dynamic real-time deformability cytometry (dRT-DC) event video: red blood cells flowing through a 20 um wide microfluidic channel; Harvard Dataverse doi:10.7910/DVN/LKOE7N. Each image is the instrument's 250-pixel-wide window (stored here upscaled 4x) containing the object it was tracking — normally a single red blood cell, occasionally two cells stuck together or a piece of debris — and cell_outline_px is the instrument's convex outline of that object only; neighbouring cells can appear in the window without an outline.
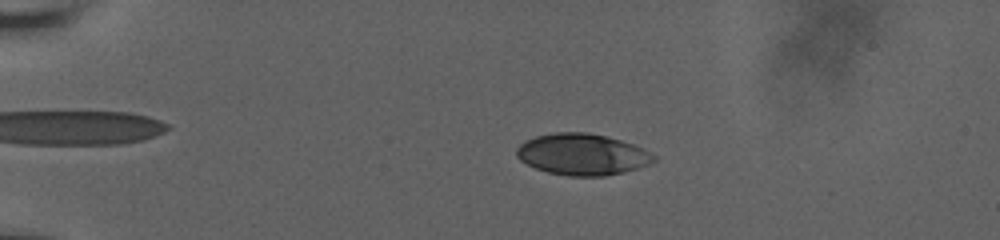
{"species": "human", "species_latin": "Homo sapiens", "temperature_condition": "room temperature", "stored_images_in_passage": 71, "camera_frame_rate_fps": 3000, "um_per_image_px": 0.085, "donor": {"sex": "male"}, "frame": {"image": 1, "passage_image": 12, "time_ms": 4.333, "image_size_px": [1000, 240], "cell_outline_px": [[656, 160], [648, 164], [624, 172], [604, 176], [568, 176], [548, 172], [536, 168], [520, 160], [516, 156], [516, 148], [524, 140], [536, 136], [556, 132], [588, 132], [620, 140], [632, 144], [656, 156]], "centroid_in_image_um": [49.45, 13.12], "position_along_channel_um": 35.5, "area_um2": 32.89}}
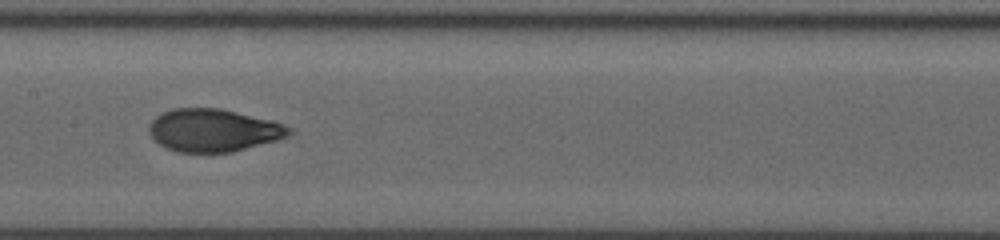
{"frame": {"image": 2, "passage_image": 36, "time_ms": 10.333, "image_size_px": [1000, 240], "cell_outline_px": [[292, 140], [232, 152], [176, 152], [164, 148], [148, 132], [148, 128], [152, 120], [156, 116], [172, 108], [220, 108], [272, 120], [284, 124], [292, 128]], "centroid_in_image_um": [18.28, 11.1], "position_along_channel_um": 189.1, "area_um2": 35.89}}
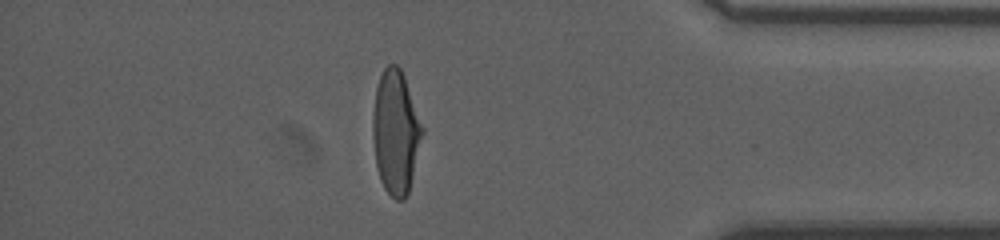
{"frame": {"image": 3, "passage_image": 60, "time_ms": 16.667, "image_size_px": [1000, 240], "cell_outline_px": [[424, 132], [408, 192], [404, 200], [396, 200], [384, 188], [380, 180], [376, 164], [372, 136], [372, 112], [376, 88], [380, 76], [384, 68], [388, 64], [396, 64], [400, 68], [404, 76], [424, 128]], "centroid_in_image_um": [33.62, 11.22], "position_along_channel_um": 401.6, "area_um2": 35.72}, "authors_computed_cell_mechanics": {"area_um2": 35.0268, "velocity_mm_per_s": 3.7702, "shape_relaxation_time_tau1_ms": 5.6476, "shape_relaxation_time_tau2_ms": 0.8599, "deformation_change_tau1": 0.2187, "deformation_change_tau2": 0.058}}